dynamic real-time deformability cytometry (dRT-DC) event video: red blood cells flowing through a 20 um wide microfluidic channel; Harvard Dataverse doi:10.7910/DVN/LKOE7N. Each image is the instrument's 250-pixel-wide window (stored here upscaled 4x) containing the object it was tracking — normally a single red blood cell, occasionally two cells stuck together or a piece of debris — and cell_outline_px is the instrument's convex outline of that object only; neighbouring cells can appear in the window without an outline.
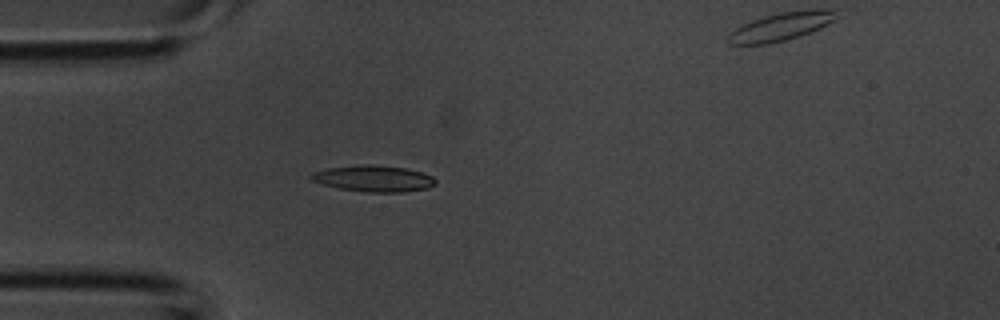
{"species": "common noctule bat (a hibernating species)", "species_latin": "Nyctalus noctula", "temperature_condition": "room temperature", "stored_images_in_passage": 5, "segment_of_instrument_passage": [1, 2], "camera_frame_rate_fps": 3000, "um_per_image_px": 0.085, "animal": {"sex": "male", "body_mass_g": 20.1, "forearm_length_mm": 53.5}, "frame": {"image": 1, "passage_image": 4, "time_ms": 1.0, "image_size_px": [1000, 320], "cell_outline_px": [[436, 184], [428, 188], [404, 192], [368, 192], [340, 188], [308, 180], [308, 176], [312, 172], [328, 168], [364, 164], [372, 164], [408, 168], [432, 176], [436, 180]], "centroid_in_image_um": [31.75, 15.17], "position_along_channel_um": 53.2, "area_um2": 19.13}}